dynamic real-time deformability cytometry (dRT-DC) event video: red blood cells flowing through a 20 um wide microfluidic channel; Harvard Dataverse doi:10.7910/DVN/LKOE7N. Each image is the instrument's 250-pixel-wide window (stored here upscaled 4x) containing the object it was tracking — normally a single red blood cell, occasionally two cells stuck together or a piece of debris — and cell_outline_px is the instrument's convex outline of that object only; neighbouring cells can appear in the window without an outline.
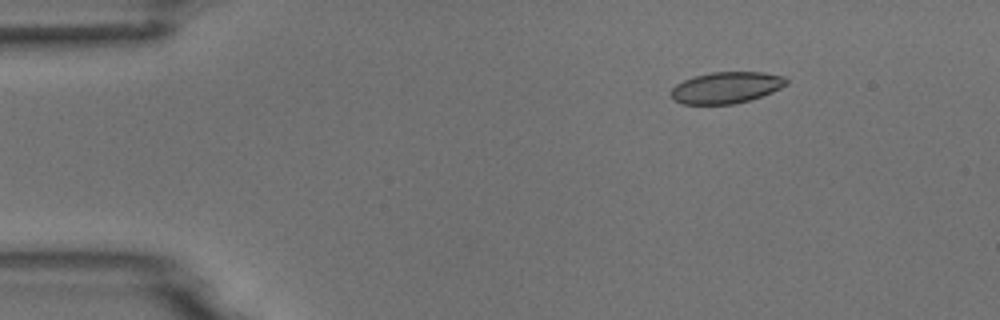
{"species": "common noctule bat (a hibernating species)", "species_latin": "Nyctalus noctula", "temperature_condition": "room temperature", "stored_images_in_passage": 6, "camera_frame_rate_fps": 3000, "um_per_image_px": 0.085, "animal": {"sex": "male", "body_mass_g": 18.8}, "frame": {"image": 1, "passage_image": 3, "time_ms": 2.333, "image_size_px": [1000, 320], "cell_outline_px": [[788, 84], [772, 92], [748, 100], [732, 104], [680, 104], [672, 100], [668, 92], [676, 84], [684, 80], [696, 76], [712, 72], [764, 72], [784, 76], [788, 80]], "centroid_in_image_um": [61.69, 7.45], "position_along_channel_um": 23.3, "area_um2": 21.21}}
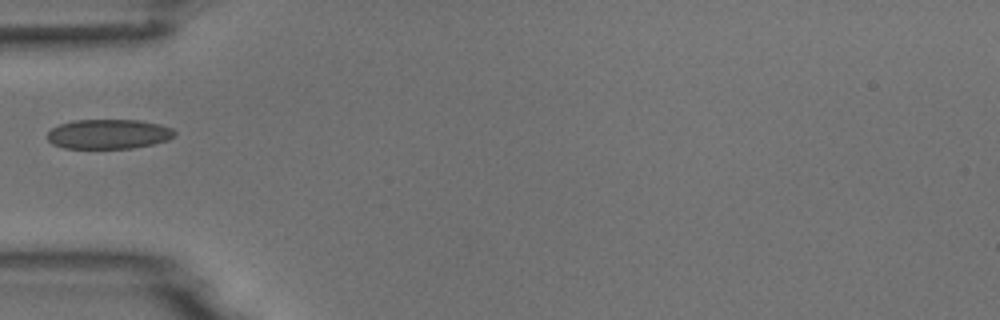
{"frame": {"image": 2, "passage_image": 6, "time_ms": 5.667, "image_size_px": [1000, 320], "cell_outline_px": [[176, 136], [168, 140], [152, 144], [132, 148], [64, 148], [52, 144], [44, 136], [52, 128], [60, 124], [72, 120], [140, 120], [160, 124], [172, 128], [176, 132]], "centroid_in_image_um": [9.22, 11.39], "position_along_channel_um": 75.8, "area_um2": 22.2}}